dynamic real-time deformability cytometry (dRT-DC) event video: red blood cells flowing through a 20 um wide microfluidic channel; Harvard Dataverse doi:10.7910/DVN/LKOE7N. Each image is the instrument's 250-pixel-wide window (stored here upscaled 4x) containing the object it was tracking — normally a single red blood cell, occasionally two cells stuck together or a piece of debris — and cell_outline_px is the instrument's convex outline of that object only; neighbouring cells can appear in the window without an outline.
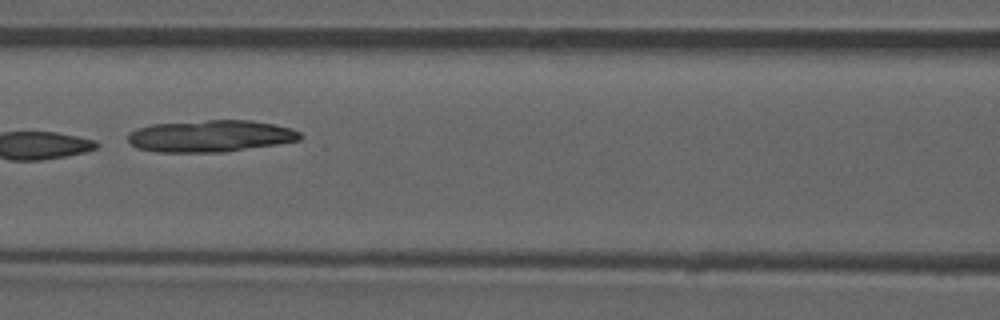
{"species": "common noctule bat (a hibernating species)", "species_latin": "Nyctalus noctula", "temperature_condition": "room temperature", "stored_images_in_passage": 6, "camera_frame_rate_fps": 3000, "um_per_image_px": 0.085, "animal": {"sex": "male", "forearm_length_mm": 52.5}, "frame": {"image": 1, "passage_image": 3, "time_ms": 2.333, "image_size_px": [1000, 320], "cell_outline_px": [[300, 140], [276, 144], [224, 152], [156, 152], [136, 148], [128, 140], [128, 132], [136, 128], [152, 124], [208, 120], [252, 120], [276, 124], [292, 128], [300, 132]], "centroid_in_image_um": [17.87, 11.56], "position_along_channel_um": 148.7, "area_um2": 32.08}}